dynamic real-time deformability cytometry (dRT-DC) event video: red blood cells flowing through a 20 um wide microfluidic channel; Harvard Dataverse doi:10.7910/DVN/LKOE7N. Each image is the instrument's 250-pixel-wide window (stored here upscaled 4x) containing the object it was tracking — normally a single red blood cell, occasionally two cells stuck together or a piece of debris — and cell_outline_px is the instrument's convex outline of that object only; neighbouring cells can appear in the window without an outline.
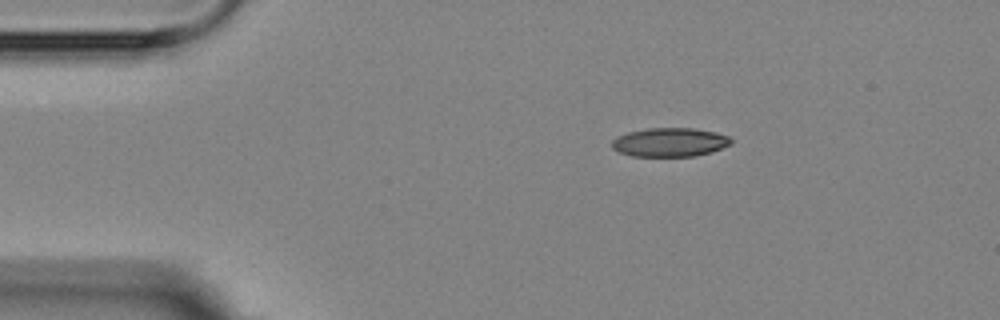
{"species": "Egyptian fruit bat (a non-hibernating species)", "species_latin": "Rousettus aegyptiacus", "temperature_condition": "room temperature", "stored_images_in_passage": 4, "camera_frame_rate_fps": 3000, "um_per_image_px": 0.085, "animal": {"sex": "female"}, "frame": {"image": 1, "passage_image": 1, "time_ms": 0.0, "image_size_px": [1000, 320], "cell_outline_px": [[732, 144], [712, 152], [692, 156], [632, 156], [620, 152], [612, 148], [612, 140], [616, 136], [628, 132], [648, 128], [692, 128], [716, 132], [728, 136], [732, 140]], "centroid_in_image_um": [56.94, 12.09], "position_along_channel_um": 28.1, "area_um2": 20.06}}
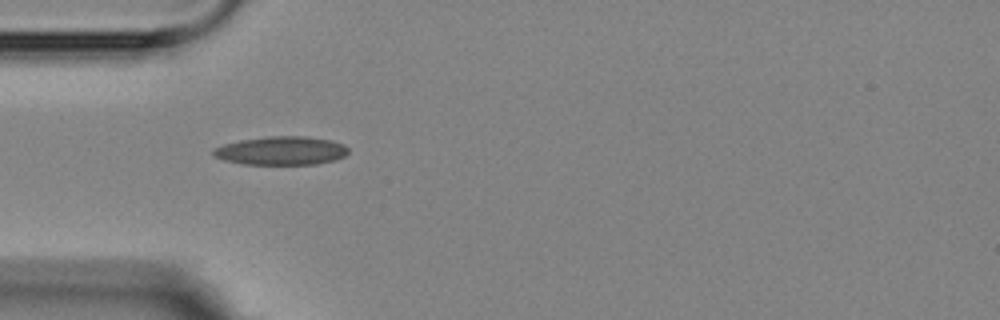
{"frame": {"image": 2, "passage_image": 3, "time_ms": 2.333, "image_size_px": [1000, 320], "cell_outline_px": [[348, 152], [344, 156], [336, 160], [316, 164], [244, 164], [224, 160], [212, 156], [212, 148], [224, 144], [240, 140], [268, 136], [308, 136], [328, 140], [344, 144], [348, 148]], "centroid_in_image_um": [23.88, 12.81], "position_along_channel_um": 61.1, "area_um2": 22.54}}
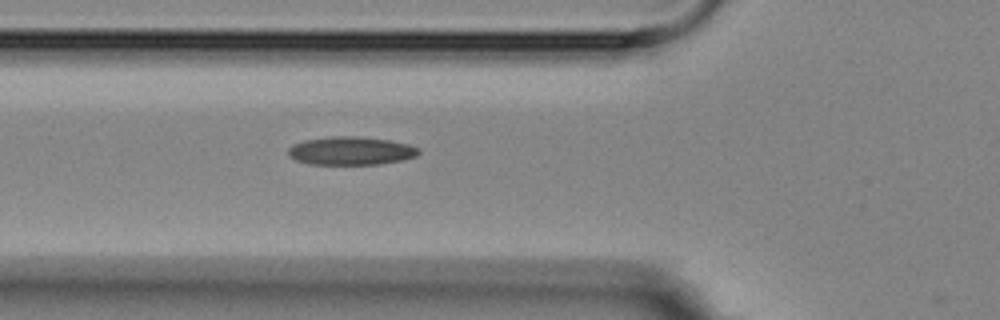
{"frame": {"image": 3, "passage_image": 4, "time_ms": 3.333, "image_size_px": [1000, 320], "cell_outline_px": [[420, 152], [416, 156], [404, 160], [376, 164], [312, 164], [296, 160], [288, 156], [288, 148], [292, 144], [304, 140], [332, 136], [360, 136], [388, 140], [408, 144], [420, 148]], "centroid_in_image_um": [29.82, 12.81], "position_along_channel_um": 96.0, "area_um2": 21.56}}